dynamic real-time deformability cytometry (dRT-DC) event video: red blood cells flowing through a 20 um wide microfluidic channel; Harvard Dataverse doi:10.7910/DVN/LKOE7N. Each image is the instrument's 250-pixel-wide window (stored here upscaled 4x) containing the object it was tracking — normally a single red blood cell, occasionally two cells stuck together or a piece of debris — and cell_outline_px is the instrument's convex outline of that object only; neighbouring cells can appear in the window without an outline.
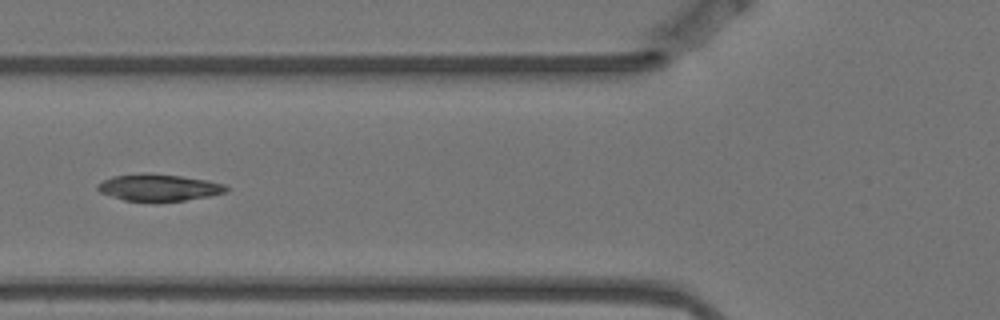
{"species": "Egyptian fruit bat (a non-hibernating species)", "species_latin": "Rousettus aegyptiacus", "temperature_condition": "warm", "stored_images_in_passage": 7, "camera_frame_rate_fps": 3000, "um_per_image_px": 0.085, "animal": {"sex": "female"}, "frame": {"image": 1, "passage_image": 6, "time_ms": 1.667, "image_size_px": [1000, 320], "cell_outline_px": [[228, 192], [212, 196], [156, 204], [152, 204], [124, 200], [100, 192], [96, 188], [96, 184], [112, 176], [180, 176], [204, 180], [224, 184], [228, 188]], "centroid_in_image_um": [13.52, 16.03], "position_along_channel_um": 112.3, "area_um2": 19.77}}
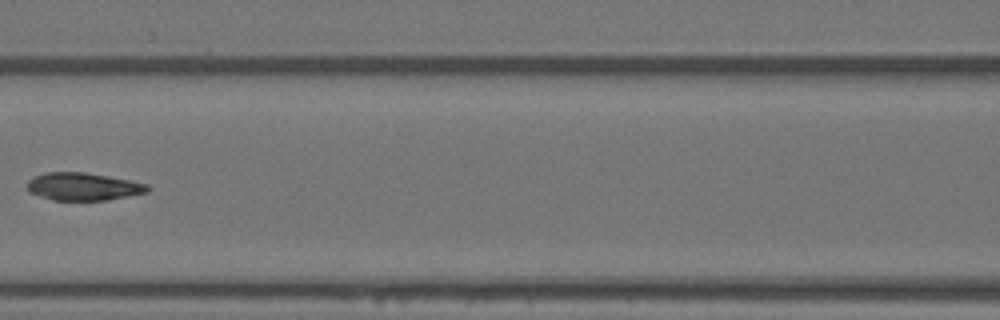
{"frame": {"image": 2, "passage_image": 7, "time_ms": 2.0, "image_size_px": [1000, 320], "cell_outline_px": [[152, 188], [148, 192], [108, 200], [52, 200], [28, 192], [28, 180], [44, 172], [84, 172], [108, 176], [148, 184]], "centroid_in_image_um": [7.09, 15.86], "position_along_channel_um": 159.5, "area_um2": 19.42}}